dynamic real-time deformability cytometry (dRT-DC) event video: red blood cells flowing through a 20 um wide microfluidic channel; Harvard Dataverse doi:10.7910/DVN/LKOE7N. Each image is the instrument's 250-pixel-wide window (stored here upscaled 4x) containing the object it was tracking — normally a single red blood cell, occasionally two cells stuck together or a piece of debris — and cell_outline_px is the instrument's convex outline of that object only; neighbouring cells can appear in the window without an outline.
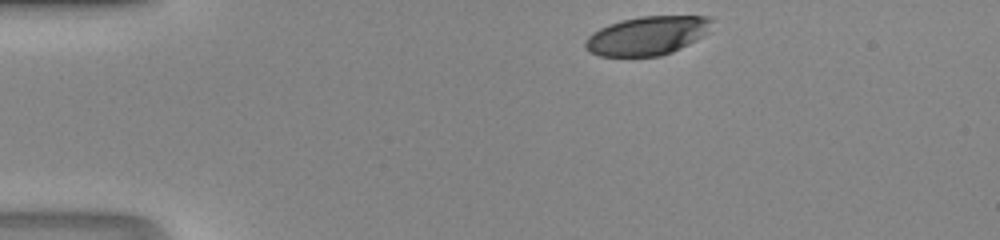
{"species": "human", "species_latin": "Homo sapiens", "temperature_condition": "room temperature", "stored_images_in_passage": 31, "camera_frame_rate_fps": 3000, "um_per_image_px": 0.085, "donor": {"sex": "male"}, "frame": {"image": 1, "passage_image": 1, "time_ms": 0.0, "image_size_px": [1000, 240], "cell_outline_px": [[716, 20], [708, 32], [704, 36], [672, 52], [660, 56], [600, 56], [584, 48], [584, 40], [592, 32], [608, 24], [620, 20], [640, 16], [708, 16]], "centroid_in_image_um": [55.04, 3.02], "position_along_channel_um": 30.0, "area_um2": 28.9}}
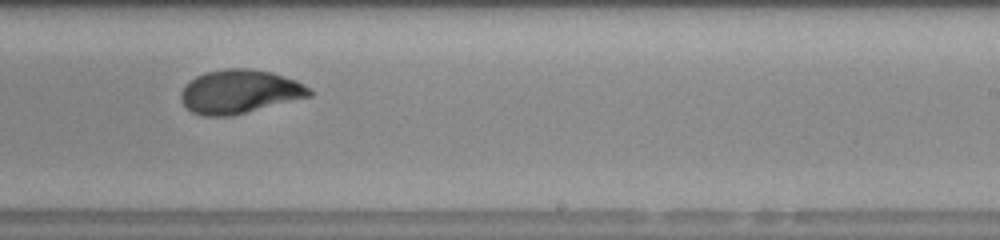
{"frame": {"image": 2, "passage_image": 22, "time_ms": 7.0, "image_size_px": [1000, 240], "cell_outline_px": [[312, 96], [232, 116], [204, 116], [192, 112], [180, 100], [180, 92], [184, 84], [196, 76], [208, 72], [228, 68], [248, 68], [272, 72], [296, 80], [308, 88], [312, 92]], "centroid_in_image_um": [20.34, 7.79], "position_along_channel_um": 268.7, "area_um2": 32.77}}
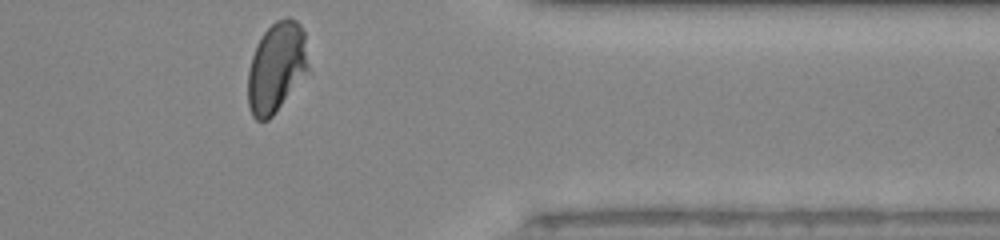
{"frame": {"image": 3, "passage_image": 31, "time_ms": 10.0, "image_size_px": [1000, 240], "cell_outline_px": [[312, 72], [272, 116], [268, 120], [256, 120], [252, 116], [248, 104], [248, 72], [252, 56], [256, 44], [264, 32], [276, 20], [284, 16], [288, 16], [296, 20], [300, 24], [304, 32]], "centroid_in_image_um": [23.57, 5.72], "position_along_channel_um": 387.8, "area_um2": 32.83}}